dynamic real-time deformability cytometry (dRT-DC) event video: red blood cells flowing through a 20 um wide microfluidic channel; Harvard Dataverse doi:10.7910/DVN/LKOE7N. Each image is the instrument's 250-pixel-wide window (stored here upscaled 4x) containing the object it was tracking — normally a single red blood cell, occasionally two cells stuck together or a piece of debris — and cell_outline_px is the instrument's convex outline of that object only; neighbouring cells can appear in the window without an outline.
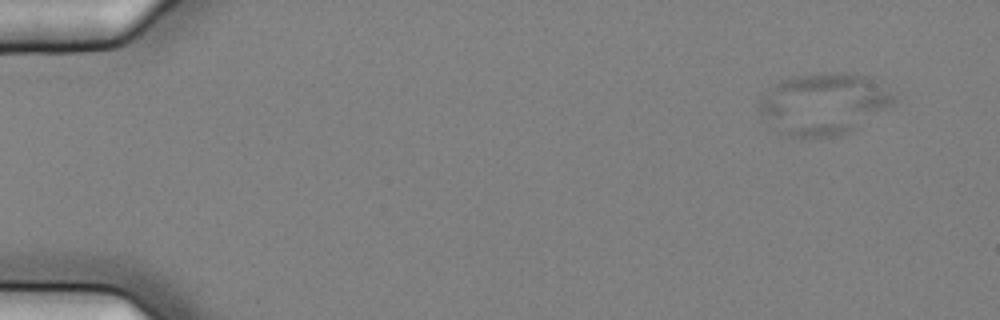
{"species": "common noctule bat (a hibernating species)", "species_latin": "Nyctalus noctula", "temperature_condition": "cold", "stored_images_in_passage": 60, "camera_frame_rate_fps": 3000, "um_per_image_px": 0.085, "animal": {"sex": "female", "body_mass_g": 25.1}, "frame": {"image": 1, "passage_image": 7, "time_ms": 2.0, "image_size_px": [1000, 320], "cell_outline_px": [[896, 100], [892, 104], [856, 128], [840, 136], [808, 140], [792, 140], [780, 136], [776, 132], [760, 112], [760, 96], [776, 84], [784, 80], [796, 76], [828, 72], [852, 72], [872, 76], [896, 96]], "centroid_in_image_um": [69.99, 8.87], "position_along_channel_um": 15.0, "area_um2": 49.3}}
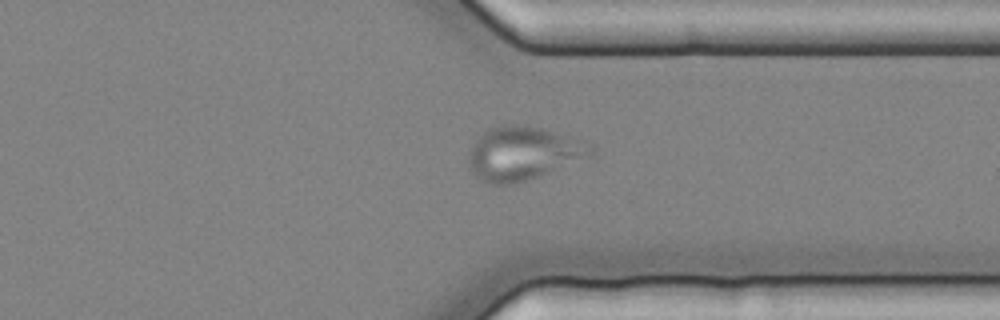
{"frame": {"image": 2, "passage_image": 47, "time_ms": 15.333, "image_size_px": [1000, 320], "cell_outline_px": [[596, 156], [512, 184], [492, 184], [480, 180], [468, 168], [468, 156], [476, 140], [488, 128], [504, 124], [520, 124], [544, 128], [592, 140], [596, 148]], "centroid_in_image_um": [44.59, 13.0], "position_along_channel_um": 366.8, "area_um2": 39.07}}
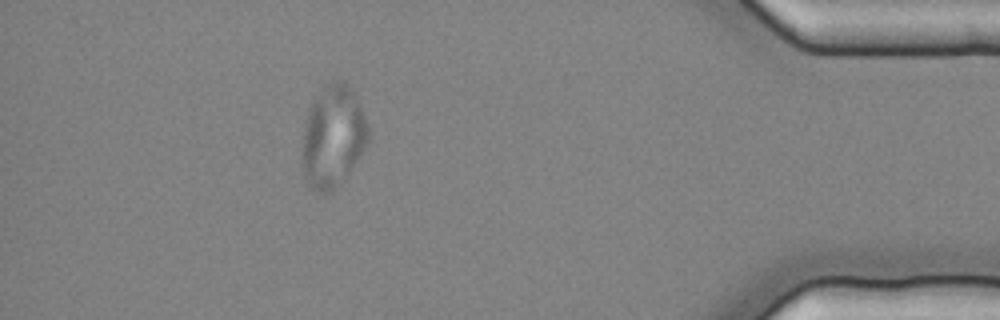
{"frame": {"image": 3, "passage_image": 54, "time_ms": 17.667, "image_size_px": [1000, 320], "cell_outline_px": [[368, 144], [344, 180], [332, 192], [316, 192], [308, 184], [304, 176], [304, 128], [308, 108], [312, 100], [324, 84], [340, 80], [344, 80], [352, 88], [360, 104], [368, 124]], "centroid_in_image_um": [28.33, 11.57], "position_along_channel_um": 406.9, "area_um2": 39.3}}